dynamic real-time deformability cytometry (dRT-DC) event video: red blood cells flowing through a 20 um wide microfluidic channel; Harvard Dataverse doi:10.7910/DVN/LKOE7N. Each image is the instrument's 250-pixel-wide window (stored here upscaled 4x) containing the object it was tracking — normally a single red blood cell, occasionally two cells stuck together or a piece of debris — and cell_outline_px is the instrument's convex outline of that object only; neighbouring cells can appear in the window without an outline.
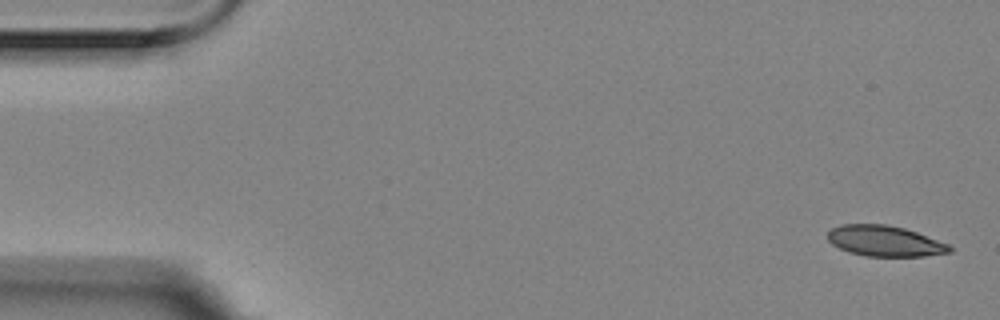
{"species": "Egyptian fruit bat (a non-hibernating species)", "species_latin": "Rousettus aegyptiacus", "temperature_condition": "room temperature", "stored_images_in_passage": 5, "camera_frame_rate_fps": 3000, "um_per_image_px": 0.085, "animal": {"sex": "female"}, "frame": {"image": 1, "passage_image": 1, "time_ms": 0.0, "image_size_px": [1000, 320], "cell_outline_px": [[952, 252], [924, 256], [864, 256], [848, 252], [832, 244], [828, 240], [828, 232], [832, 228], [840, 224], [884, 224], [904, 228], [916, 232], [948, 244], [952, 248]], "centroid_in_image_um": [75.19, 20.49], "position_along_channel_um": 9.8, "area_um2": 21.73}}
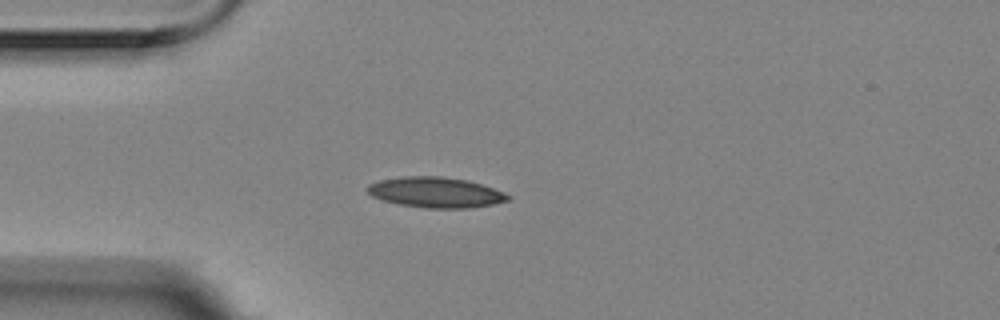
{"frame": {"image": 2, "passage_image": 4, "time_ms": 1.0, "image_size_px": [1000, 320], "cell_outline_px": [[512, 196], [508, 200], [492, 204], [468, 208], [424, 208], [400, 204], [384, 200], [372, 196], [364, 188], [368, 184], [380, 180], [404, 176], [440, 176], [468, 180], [504, 192]], "centroid_in_image_um": [37.01, 16.34], "position_along_channel_um": 48.0, "area_um2": 24.85}}